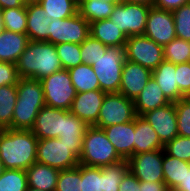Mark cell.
I'll return each instance as SVG.
<instances>
[{"label": "cell", "mask_w": 190, "mask_h": 191, "mask_svg": "<svg viewBox=\"0 0 190 191\" xmlns=\"http://www.w3.org/2000/svg\"><path fill=\"white\" fill-rule=\"evenodd\" d=\"M77 93L100 90L98 78L91 65L82 63L68 70Z\"/></svg>", "instance_id": "obj_29"}, {"label": "cell", "mask_w": 190, "mask_h": 191, "mask_svg": "<svg viewBox=\"0 0 190 191\" xmlns=\"http://www.w3.org/2000/svg\"><path fill=\"white\" fill-rule=\"evenodd\" d=\"M29 41L27 34L4 29L0 33V61L16 64L20 55L28 46Z\"/></svg>", "instance_id": "obj_23"}, {"label": "cell", "mask_w": 190, "mask_h": 191, "mask_svg": "<svg viewBox=\"0 0 190 191\" xmlns=\"http://www.w3.org/2000/svg\"><path fill=\"white\" fill-rule=\"evenodd\" d=\"M164 60L173 64L190 62V41L175 38L163 47Z\"/></svg>", "instance_id": "obj_35"}, {"label": "cell", "mask_w": 190, "mask_h": 191, "mask_svg": "<svg viewBox=\"0 0 190 191\" xmlns=\"http://www.w3.org/2000/svg\"><path fill=\"white\" fill-rule=\"evenodd\" d=\"M119 191H140V181L130 170L122 178Z\"/></svg>", "instance_id": "obj_46"}, {"label": "cell", "mask_w": 190, "mask_h": 191, "mask_svg": "<svg viewBox=\"0 0 190 191\" xmlns=\"http://www.w3.org/2000/svg\"><path fill=\"white\" fill-rule=\"evenodd\" d=\"M40 81L46 106L70 110L77 92L67 69L59 70Z\"/></svg>", "instance_id": "obj_5"}, {"label": "cell", "mask_w": 190, "mask_h": 191, "mask_svg": "<svg viewBox=\"0 0 190 191\" xmlns=\"http://www.w3.org/2000/svg\"><path fill=\"white\" fill-rule=\"evenodd\" d=\"M102 129L122 159L128 160L134 155L135 119Z\"/></svg>", "instance_id": "obj_17"}, {"label": "cell", "mask_w": 190, "mask_h": 191, "mask_svg": "<svg viewBox=\"0 0 190 191\" xmlns=\"http://www.w3.org/2000/svg\"><path fill=\"white\" fill-rule=\"evenodd\" d=\"M178 135L190 137V104L183 98L175 102Z\"/></svg>", "instance_id": "obj_42"}, {"label": "cell", "mask_w": 190, "mask_h": 191, "mask_svg": "<svg viewBox=\"0 0 190 191\" xmlns=\"http://www.w3.org/2000/svg\"><path fill=\"white\" fill-rule=\"evenodd\" d=\"M116 4L99 0H82L78 12L89 23L109 19Z\"/></svg>", "instance_id": "obj_31"}, {"label": "cell", "mask_w": 190, "mask_h": 191, "mask_svg": "<svg viewBox=\"0 0 190 191\" xmlns=\"http://www.w3.org/2000/svg\"><path fill=\"white\" fill-rule=\"evenodd\" d=\"M189 169V162L169 156L163 149L162 170L164 175V183L167 189L174 190L181 183V181H183Z\"/></svg>", "instance_id": "obj_28"}, {"label": "cell", "mask_w": 190, "mask_h": 191, "mask_svg": "<svg viewBox=\"0 0 190 191\" xmlns=\"http://www.w3.org/2000/svg\"><path fill=\"white\" fill-rule=\"evenodd\" d=\"M55 191H81V164L60 171Z\"/></svg>", "instance_id": "obj_38"}, {"label": "cell", "mask_w": 190, "mask_h": 191, "mask_svg": "<svg viewBox=\"0 0 190 191\" xmlns=\"http://www.w3.org/2000/svg\"><path fill=\"white\" fill-rule=\"evenodd\" d=\"M26 173L28 186L42 191H55L59 170L36 162L26 170Z\"/></svg>", "instance_id": "obj_25"}, {"label": "cell", "mask_w": 190, "mask_h": 191, "mask_svg": "<svg viewBox=\"0 0 190 191\" xmlns=\"http://www.w3.org/2000/svg\"><path fill=\"white\" fill-rule=\"evenodd\" d=\"M188 3H190V0H154L153 7L173 11Z\"/></svg>", "instance_id": "obj_47"}, {"label": "cell", "mask_w": 190, "mask_h": 191, "mask_svg": "<svg viewBox=\"0 0 190 191\" xmlns=\"http://www.w3.org/2000/svg\"><path fill=\"white\" fill-rule=\"evenodd\" d=\"M4 30V24H3V20H2V13H1V9H0V33Z\"/></svg>", "instance_id": "obj_53"}, {"label": "cell", "mask_w": 190, "mask_h": 191, "mask_svg": "<svg viewBox=\"0 0 190 191\" xmlns=\"http://www.w3.org/2000/svg\"><path fill=\"white\" fill-rule=\"evenodd\" d=\"M150 7L121 1L115 5L109 19L127 37L143 35Z\"/></svg>", "instance_id": "obj_6"}, {"label": "cell", "mask_w": 190, "mask_h": 191, "mask_svg": "<svg viewBox=\"0 0 190 191\" xmlns=\"http://www.w3.org/2000/svg\"><path fill=\"white\" fill-rule=\"evenodd\" d=\"M90 35V23L79 12L66 19H54L50 23L49 42L81 44Z\"/></svg>", "instance_id": "obj_10"}, {"label": "cell", "mask_w": 190, "mask_h": 191, "mask_svg": "<svg viewBox=\"0 0 190 191\" xmlns=\"http://www.w3.org/2000/svg\"><path fill=\"white\" fill-rule=\"evenodd\" d=\"M141 117L152 126L164 145L178 136L175 102L146 112Z\"/></svg>", "instance_id": "obj_13"}, {"label": "cell", "mask_w": 190, "mask_h": 191, "mask_svg": "<svg viewBox=\"0 0 190 191\" xmlns=\"http://www.w3.org/2000/svg\"><path fill=\"white\" fill-rule=\"evenodd\" d=\"M90 35L108 47H124L127 41V36L110 19L90 23Z\"/></svg>", "instance_id": "obj_24"}, {"label": "cell", "mask_w": 190, "mask_h": 191, "mask_svg": "<svg viewBox=\"0 0 190 191\" xmlns=\"http://www.w3.org/2000/svg\"><path fill=\"white\" fill-rule=\"evenodd\" d=\"M164 182L140 181V191H166Z\"/></svg>", "instance_id": "obj_48"}, {"label": "cell", "mask_w": 190, "mask_h": 191, "mask_svg": "<svg viewBox=\"0 0 190 191\" xmlns=\"http://www.w3.org/2000/svg\"><path fill=\"white\" fill-rule=\"evenodd\" d=\"M183 99L190 104V91L184 95Z\"/></svg>", "instance_id": "obj_55"}, {"label": "cell", "mask_w": 190, "mask_h": 191, "mask_svg": "<svg viewBox=\"0 0 190 191\" xmlns=\"http://www.w3.org/2000/svg\"><path fill=\"white\" fill-rule=\"evenodd\" d=\"M151 77V70L138 63L125 60L122 69L119 93L134 101L139 93L145 88Z\"/></svg>", "instance_id": "obj_14"}, {"label": "cell", "mask_w": 190, "mask_h": 191, "mask_svg": "<svg viewBox=\"0 0 190 191\" xmlns=\"http://www.w3.org/2000/svg\"><path fill=\"white\" fill-rule=\"evenodd\" d=\"M39 5L45 11V17L66 19L78 13L79 4L74 0H41Z\"/></svg>", "instance_id": "obj_32"}, {"label": "cell", "mask_w": 190, "mask_h": 191, "mask_svg": "<svg viewBox=\"0 0 190 191\" xmlns=\"http://www.w3.org/2000/svg\"><path fill=\"white\" fill-rule=\"evenodd\" d=\"M164 149L158 134L141 116L135 118L134 155Z\"/></svg>", "instance_id": "obj_21"}, {"label": "cell", "mask_w": 190, "mask_h": 191, "mask_svg": "<svg viewBox=\"0 0 190 191\" xmlns=\"http://www.w3.org/2000/svg\"><path fill=\"white\" fill-rule=\"evenodd\" d=\"M40 109L35 105L16 102L12 118L13 130H31Z\"/></svg>", "instance_id": "obj_33"}, {"label": "cell", "mask_w": 190, "mask_h": 191, "mask_svg": "<svg viewBox=\"0 0 190 191\" xmlns=\"http://www.w3.org/2000/svg\"><path fill=\"white\" fill-rule=\"evenodd\" d=\"M17 102L16 85L0 87V129H12L14 107Z\"/></svg>", "instance_id": "obj_30"}, {"label": "cell", "mask_w": 190, "mask_h": 191, "mask_svg": "<svg viewBox=\"0 0 190 191\" xmlns=\"http://www.w3.org/2000/svg\"><path fill=\"white\" fill-rule=\"evenodd\" d=\"M26 11V34L29 37V40L49 42V28L53 19L45 17V11L39 3L26 5Z\"/></svg>", "instance_id": "obj_19"}, {"label": "cell", "mask_w": 190, "mask_h": 191, "mask_svg": "<svg viewBox=\"0 0 190 191\" xmlns=\"http://www.w3.org/2000/svg\"><path fill=\"white\" fill-rule=\"evenodd\" d=\"M122 2L153 6L154 0H121Z\"/></svg>", "instance_id": "obj_51"}, {"label": "cell", "mask_w": 190, "mask_h": 191, "mask_svg": "<svg viewBox=\"0 0 190 191\" xmlns=\"http://www.w3.org/2000/svg\"><path fill=\"white\" fill-rule=\"evenodd\" d=\"M128 170L126 159L99 167V191H119V184Z\"/></svg>", "instance_id": "obj_27"}, {"label": "cell", "mask_w": 190, "mask_h": 191, "mask_svg": "<svg viewBox=\"0 0 190 191\" xmlns=\"http://www.w3.org/2000/svg\"><path fill=\"white\" fill-rule=\"evenodd\" d=\"M63 127L64 110L45 105L38 112L31 131L38 139L58 138Z\"/></svg>", "instance_id": "obj_16"}, {"label": "cell", "mask_w": 190, "mask_h": 191, "mask_svg": "<svg viewBox=\"0 0 190 191\" xmlns=\"http://www.w3.org/2000/svg\"><path fill=\"white\" fill-rule=\"evenodd\" d=\"M168 103L170 101L164 96L156 80L151 77L145 88L134 100V108L136 115L142 116L144 113L165 106Z\"/></svg>", "instance_id": "obj_22"}, {"label": "cell", "mask_w": 190, "mask_h": 191, "mask_svg": "<svg viewBox=\"0 0 190 191\" xmlns=\"http://www.w3.org/2000/svg\"><path fill=\"white\" fill-rule=\"evenodd\" d=\"M77 4H79L82 0H74Z\"/></svg>", "instance_id": "obj_58"}, {"label": "cell", "mask_w": 190, "mask_h": 191, "mask_svg": "<svg viewBox=\"0 0 190 191\" xmlns=\"http://www.w3.org/2000/svg\"><path fill=\"white\" fill-rule=\"evenodd\" d=\"M176 37L190 41V3L172 11Z\"/></svg>", "instance_id": "obj_40"}, {"label": "cell", "mask_w": 190, "mask_h": 191, "mask_svg": "<svg viewBox=\"0 0 190 191\" xmlns=\"http://www.w3.org/2000/svg\"><path fill=\"white\" fill-rule=\"evenodd\" d=\"M127 162L139 181L164 182L163 149L133 155Z\"/></svg>", "instance_id": "obj_12"}, {"label": "cell", "mask_w": 190, "mask_h": 191, "mask_svg": "<svg viewBox=\"0 0 190 191\" xmlns=\"http://www.w3.org/2000/svg\"><path fill=\"white\" fill-rule=\"evenodd\" d=\"M25 6L24 0H0V9Z\"/></svg>", "instance_id": "obj_49"}, {"label": "cell", "mask_w": 190, "mask_h": 191, "mask_svg": "<svg viewBox=\"0 0 190 191\" xmlns=\"http://www.w3.org/2000/svg\"><path fill=\"white\" fill-rule=\"evenodd\" d=\"M4 170H5V168H4L3 163L0 159V175L3 173Z\"/></svg>", "instance_id": "obj_57"}, {"label": "cell", "mask_w": 190, "mask_h": 191, "mask_svg": "<svg viewBox=\"0 0 190 191\" xmlns=\"http://www.w3.org/2000/svg\"><path fill=\"white\" fill-rule=\"evenodd\" d=\"M41 0H24L25 5L28 4H37L39 3Z\"/></svg>", "instance_id": "obj_52"}, {"label": "cell", "mask_w": 190, "mask_h": 191, "mask_svg": "<svg viewBox=\"0 0 190 191\" xmlns=\"http://www.w3.org/2000/svg\"><path fill=\"white\" fill-rule=\"evenodd\" d=\"M105 95L106 92L101 90L77 93L69 111L89 126H93L98 120Z\"/></svg>", "instance_id": "obj_15"}, {"label": "cell", "mask_w": 190, "mask_h": 191, "mask_svg": "<svg viewBox=\"0 0 190 191\" xmlns=\"http://www.w3.org/2000/svg\"><path fill=\"white\" fill-rule=\"evenodd\" d=\"M136 116L133 100L120 93H106L99 111L98 120L93 126L102 129L130 122Z\"/></svg>", "instance_id": "obj_7"}, {"label": "cell", "mask_w": 190, "mask_h": 191, "mask_svg": "<svg viewBox=\"0 0 190 191\" xmlns=\"http://www.w3.org/2000/svg\"><path fill=\"white\" fill-rule=\"evenodd\" d=\"M124 48L126 60L138 63L151 71L164 61L163 46L144 35L127 37Z\"/></svg>", "instance_id": "obj_9"}, {"label": "cell", "mask_w": 190, "mask_h": 191, "mask_svg": "<svg viewBox=\"0 0 190 191\" xmlns=\"http://www.w3.org/2000/svg\"><path fill=\"white\" fill-rule=\"evenodd\" d=\"M16 87L17 102L21 104L35 105L39 109L46 105L41 81L29 78H20Z\"/></svg>", "instance_id": "obj_26"}, {"label": "cell", "mask_w": 190, "mask_h": 191, "mask_svg": "<svg viewBox=\"0 0 190 191\" xmlns=\"http://www.w3.org/2000/svg\"><path fill=\"white\" fill-rule=\"evenodd\" d=\"M1 13L5 30L20 34H26V5L23 7L6 8L1 10Z\"/></svg>", "instance_id": "obj_34"}, {"label": "cell", "mask_w": 190, "mask_h": 191, "mask_svg": "<svg viewBox=\"0 0 190 191\" xmlns=\"http://www.w3.org/2000/svg\"><path fill=\"white\" fill-rule=\"evenodd\" d=\"M26 191H42V190L28 186Z\"/></svg>", "instance_id": "obj_56"}, {"label": "cell", "mask_w": 190, "mask_h": 191, "mask_svg": "<svg viewBox=\"0 0 190 191\" xmlns=\"http://www.w3.org/2000/svg\"><path fill=\"white\" fill-rule=\"evenodd\" d=\"M36 162L61 171L78 166L79 158L58 138H47L38 139Z\"/></svg>", "instance_id": "obj_8"}, {"label": "cell", "mask_w": 190, "mask_h": 191, "mask_svg": "<svg viewBox=\"0 0 190 191\" xmlns=\"http://www.w3.org/2000/svg\"><path fill=\"white\" fill-rule=\"evenodd\" d=\"M126 60L124 47H107L104 55L92 64L100 90L106 93H119L122 69Z\"/></svg>", "instance_id": "obj_4"}, {"label": "cell", "mask_w": 190, "mask_h": 191, "mask_svg": "<svg viewBox=\"0 0 190 191\" xmlns=\"http://www.w3.org/2000/svg\"><path fill=\"white\" fill-rule=\"evenodd\" d=\"M152 77L170 102L179 101L184 97L177 85L176 65L172 62L164 60L152 71Z\"/></svg>", "instance_id": "obj_20"}, {"label": "cell", "mask_w": 190, "mask_h": 191, "mask_svg": "<svg viewBox=\"0 0 190 191\" xmlns=\"http://www.w3.org/2000/svg\"><path fill=\"white\" fill-rule=\"evenodd\" d=\"M123 160L115 151L103 129L89 126L82 142L79 164L104 167Z\"/></svg>", "instance_id": "obj_3"}, {"label": "cell", "mask_w": 190, "mask_h": 191, "mask_svg": "<svg viewBox=\"0 0 190 191\" xmlns=\"http://www.w3.org/2000/svg\"><path fill=\"white\" fill-rule=\"evenodd\" d=\"M27 173L19 169H5L0 175V191H26Z\"/></svg>", "instance_id": "obj_36"}, {"label": "cell", "mask_w": 190, "mask_h": 191, "mask_svg": "<svg viewBox=\"0 0 190 191\" xmlns=\"http://www.w3.org/2000/svg\"><path fill=\"white\" fill-rule=\"evenodd\" d=\"M81 191H99V167L81 164Z\"/></svg>", "instance_id": "obj_43"}, {"label": "cell", "mask_w": 190, "mask_h": 191, "mask_svg": "<svg viewBox=\"0 0 190 191\" xmlns=\"http://www.w3.org/2000/svg\"><path fill=\"white\" fill-rule=\"evenodd\" d=\"M89 127L87 123L76 117L69 110H64V127L58 139L71 147V151L80 158L82 152V142L86 130Z\"/></svg>", "instance_id": "obj_18"}, {"label": "cell", "mask_w": 190, "mask_h": 191, "mask_svg": "<svg viewBox=\"0 0 190 191\" xmlns=\"http://www.w3.org/2000/svg\"><path fill=\"white\" fill-rule=\"evenodd\" d=\"M16 68L20 78L39 81L63 69L54 44L32 40L18 58Z\"/></svg>", "instance_id": "obj_2"}, {"label": "cell", "mask_w": 190, "mask_h": 191, "mask_svg": "<svg viewBox=\"0 0 190 191\" xmlns=\"http://www.w3.org/2000/svg\"><path fill=\"white\" fill-rule=\"evenodd\" d=\"M108 46H105L98 39L89 35L81 44L80 52L82 63L92 65L97 61L101 55H104Z\"/></svg>", "instance_id": "obj_39"}, {"label": "cell", "mask_w": 190, "mask_h": 191, "mask_svg": "<svg viewBox=\"0 0 190 191\" xmlns=\"http://www.w3.org/2000/svg\"><path fill=\"white\" fill-rule=\"evenodd\" d=\"M55 47L63 69L69 70L82 64L80 44L60 43Z\"/></svg>", "instance_id": "obj_37"}, {"label": "cell", "mask_w": 190, "mask_h": 191, "mask_svg": "<svg viewBox=\"0 0 190 191\" xmlns=\"http://www.w3.org/2000/svg\"><path fill=\"white\" fill-rule=\"evenodd\" d=\"M37 145L31 130L0 129V159L5 169L26 171L36 163Z\"/></svg>", "instance_id": "obj_1"}, {"label": "cell", "mask_w": 190, "mask_h": 191, "mask_svg": "<svg viewBox=\"0 0 190 191\" xmlns=\"http://www.w3.org/2000/svg\"><path fill=\"white\" fill-rule=\"evenodd\" d=\"M19 79L16 64L0 61V87L17 85Z\"/></svg>", "instance_id": "obj_44"}, {"label": "cell", "mask_w": 190, "mask_h": 191, "mask_svg": "<svg viewBox=\"0 0 190 191\" xmlns=\"http://www.w3.org/2000/svg\"><path fill=\"white\" fill-rule=\"evenodd\" d=\"M174 191H190V169L186 173L183 181H181Z\"/></svg>", "instance_id": "obj_50"}, {"label": "cell", "mask_w": 190, "mask_h": 191, "mask_svg": "<svg viewBox=\"0 0 190 191\" xmlns=\"http://www.w3.org/2000/svg\"><path fill=\"white\" fill-rule=\"evenodd\" d=\"M176 77L179 91L185 95L190 91V62L176 65Z\"/></svg>", "instance_id": "obj_45"}, {"label": "cell", "mask_w": 190, "mask_h": 191, "mask_svg": "<svg viewBox=\"0 0 190 191\" xmlns=\"http://www.w3.org/2000/svg\"><path fill=\"white\" fill-rule=\"evenodd\" d=\"M99 1L109 2V3H112V4H118V3L121 2V0H99Z\"/></svg>", "instance_id": "obj_54"}, {"label": "cell", "mask_w": 190, "mask_h": 191, "mask_svg": "<svg viewBox=\"0 0 190 191\" xmlns=\"http://www.w3.org/2000/svg\"><path fill=\"white\" fill-rule=\"evenodd\" d=\"M164 152L190 163V137L176 136L164 145Z\"/></svg>", "instance_id": "obj_41"}, {"label": "cell", "mask_w": 190, "mask_h": 191, "mask_svg": "<svg viewBox=\"0 0 190 191\" xmlns=\"http://www.w3.org/2000/svg\"><path fill=\"white\" fill-rule=\"evenodd\" d=\"M143 35L163 47L174 40L176 33L172 11L151 6Z\"/></svg>", "instance_id": "obj_11"}]
</instances>
